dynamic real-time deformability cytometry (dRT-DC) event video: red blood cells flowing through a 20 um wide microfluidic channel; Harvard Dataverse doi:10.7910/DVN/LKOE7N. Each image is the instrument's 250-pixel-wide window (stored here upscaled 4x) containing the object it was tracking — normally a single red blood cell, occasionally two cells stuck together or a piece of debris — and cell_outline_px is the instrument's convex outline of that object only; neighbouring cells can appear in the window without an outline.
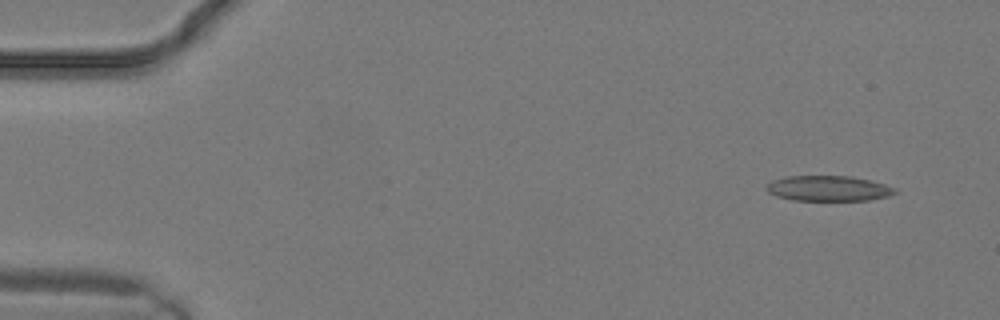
{"species": "common noctule bat (a hibernating species)", "species_latin": "Nyctalus noctula", "temperature_condition": "warm", "stored_images_in_passage": 7, "camera_frame_rate_fps": 3000, "um_per_image_px": 0.085, "animal": {"sex": "male", "body_mass_g": 19.2, "forearm_length_mm": 51.8}, "frame": {"image": 1, "passage_image": 1, "time_ms": 0.0, "image_size_px": [1000, 320], "cell_outline_px": [[896, 192], [888, 196], [868, 200], [792, 200], [776, 196], [768, 192], [764, 188], [772, 180], [788, 176], [852, 176], [884, 184], [896, 188]], "centroid_in_image_um": [70.38, 16.01], "position_along_channel_um": 14.6, "area_um2": 18.9}}